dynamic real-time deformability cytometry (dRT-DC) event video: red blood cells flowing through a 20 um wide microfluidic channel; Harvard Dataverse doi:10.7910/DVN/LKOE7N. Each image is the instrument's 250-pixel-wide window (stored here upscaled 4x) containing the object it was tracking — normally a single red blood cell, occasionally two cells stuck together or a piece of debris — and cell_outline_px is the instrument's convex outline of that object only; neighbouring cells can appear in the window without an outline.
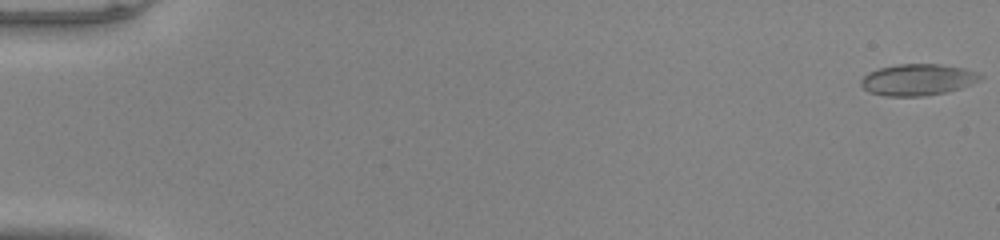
{"species": "common noctule bat (a hibernating species)", "species_latin": "Nyctalus noctula", "temperature_condition": "warm", "stored_images_in_passage": 52, "camera_frame_rate_fps": 3000, "um_per_image_px": 0.085, "animal": {"sex": "male", "body_mass_g": 20.0, "forearm_length_mm": 53.3}, "frame": {"image": 1, "passage_image": 1, "time_ms": 0.0, "image_size_px": [1000, 240], "cell_outline_px": [[984, 76], [972, 84], [960, 88], [944, 92], [924, 96], [884, 96], [868, 92], [860, 84], [860, 80], [868, 72], [880, 68], [896, 64], [940, 64], [964, 68], [976, 72]], "centroid_in_image_um": [77.98, 6.77], "position_along_channel_um": 7.0, "area_um2": 21.85}}
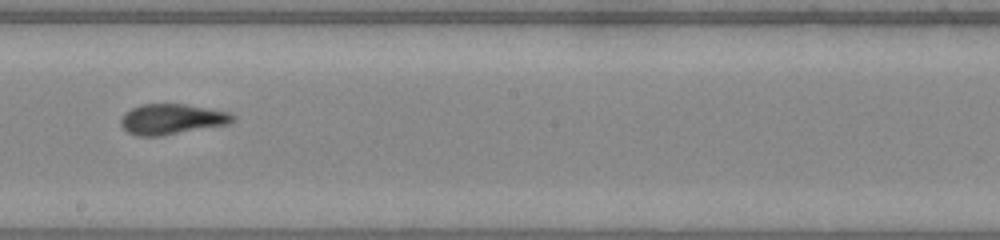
{"frame": {"image": 2, "passage_image": 31, "time_ms": 10.0, "image_size_px": [1000, 240], "cell_outline_px": [[236, 120], [232, 124], [160, 136], [136, 136], [128, 132], [120, 124], [120, 120], [124, 112], [140, 104], [184, 104], [232, 112], [236, 116]], "centroid_in_image_um": [14.66, 10.13], "position_along_channel_um": 233.5, "area_um2": 20.23}}
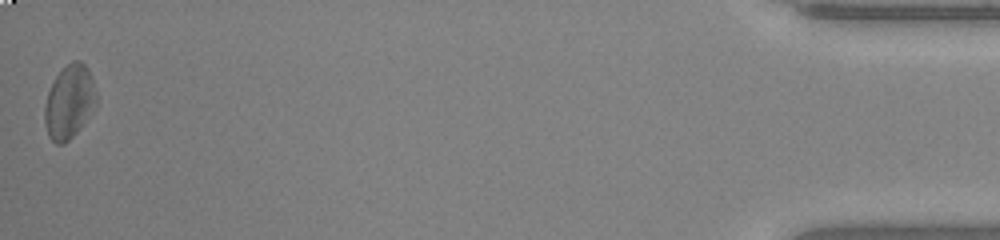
{"frame": {"image": 3, "passage_image": 52, "time_ms": 17.0, "image_size_px": [1000, 240], "cell_outline_px": [[96, 104], [80, 128], [64, 144], [56, 144], [48, 136], [44, 124], [44, 108], [48, 92], [56, 76], [72, 60], [80, 60], [88, 68], [92, 76], [96, 92]], "centroid_in_image_um": [5.88, 8.66], "position_along_channel_um": 429.3, "area_um2": 22.02}, "authors_computed_cell_mechanics": {"area_um2": 20.4612, "velocity_mm_per_s": 4.0576, "shape_relaxation_time_tau1_ms": 7.7873, "shape_relaxation_time_tau2_ms": 1.5721, "deformation_change_tau1": 0.195, "deformation_change_tau2": 0.0654}}